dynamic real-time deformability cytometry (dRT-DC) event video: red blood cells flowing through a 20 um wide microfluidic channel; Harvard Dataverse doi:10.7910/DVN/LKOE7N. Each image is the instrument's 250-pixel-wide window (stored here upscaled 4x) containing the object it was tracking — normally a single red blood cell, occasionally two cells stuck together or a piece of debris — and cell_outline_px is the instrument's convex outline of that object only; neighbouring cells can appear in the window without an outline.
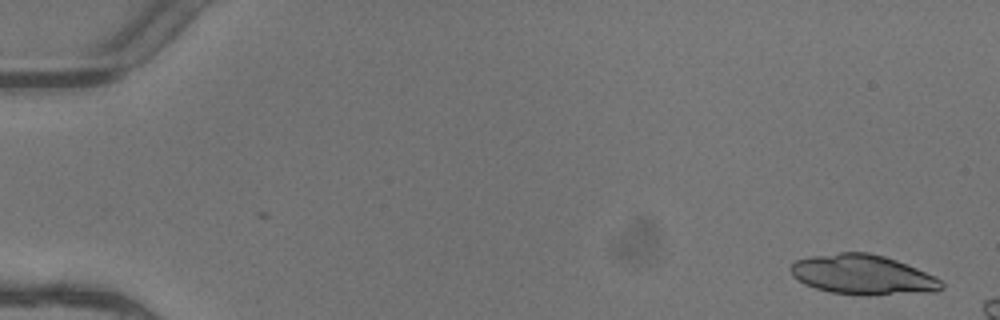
{"species": "common noctule bat (a hibernating species)", "species_latin": "Nyctalus noctula", "temperature_condition": "warm", "stored_images_in_passage": 3, "camera_frame_rate_fps": 3000, "um_per_image_px": 0.085, "animal": {"sex": "female"}, "frame": {"image": 1, "passage_image": 1, "time_ms": 0.0, "image_size_px": [1000, 320], "cell_outline_px": [[944, 288], [936, 292], [872, 296], [860, 296], [832, 292], [816, 288], [804, 284], [792, 276], [792, 264], [796, 260], [808, 256], [840, 252], [868, 252], [884, 256], [896, 260], [936, 276], [944, 284]], "centroid_in_image_um": [73.38, 23.37], "position_along_channel_um": 11.6, "area_um2": 35.43}}